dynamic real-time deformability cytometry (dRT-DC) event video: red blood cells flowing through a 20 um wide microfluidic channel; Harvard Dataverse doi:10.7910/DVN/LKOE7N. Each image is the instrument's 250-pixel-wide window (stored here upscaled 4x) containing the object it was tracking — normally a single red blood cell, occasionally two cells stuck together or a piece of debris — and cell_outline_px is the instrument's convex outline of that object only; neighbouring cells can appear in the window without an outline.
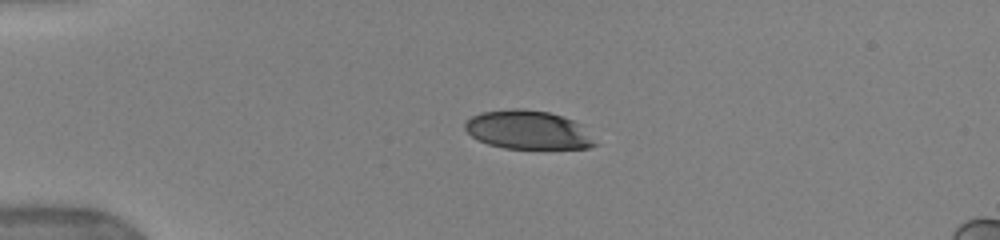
{"species": "human", "species_latin": "Homo sapiens", "temperature_condition": "warm", "stored_images_in_passage": 40, "camera_frame_rate_fps": 3000, "um_per_image_px": 0.085, "donor": {"sex": "female"}, "frame": {"image": 1, "passage_image": 1, "time_ms": 0.0, "image_size_px": [1000, 240], "cell_outline_px": [[596, 144], [588, 148], [504, 148], [488, 144], [472, 136], [464, 128], [464, 124], [472, 116], [480, 112], [512, 108], [524, 108], [548, 112], [572, 120], [580, 124]], "centroid_in_image_um": [44.83, 11.03], "position_along_channel_um": 40.2, "area_um2": 28.9}}
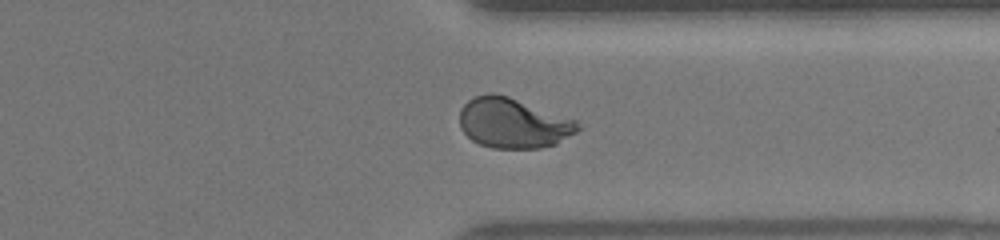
{"frame": {"image": 2, "passage_image": 29, "time_ms": 9.333, "image_size_px": [1000, 240], "cell_outline_px": [[584, 128], [556, 144], [540, 148], [492, 148], [480, 144], [472, 140], [460, 128], [460, 108], [468, 100], [476, 96], [488, 92], [492, 92], [508, 96], [576, 120]], "centroid_in_image_um": [43.63, 10.46], "position_along_channel_um": 367.8, "area_um2": 34.62}}
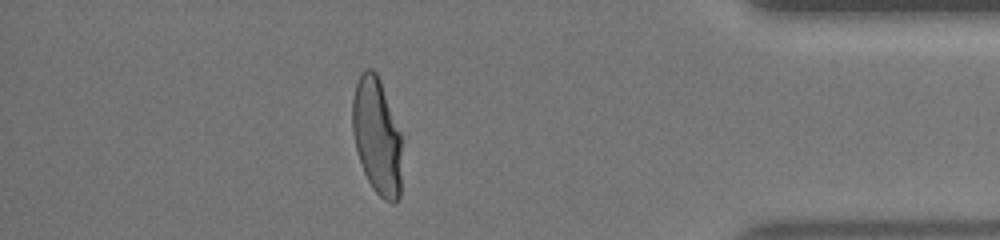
{"frame": {"image": 3, "passage_image": 34, "time_ms": 11.0, "image_size_px": [1000, 240], "cell_outline_px": [[400, 196], [396, 204], [392, 204], [384, 200], [372, 188], [364, 172], [356, 148], [352, 132], [352, 100], [356, 84], [364, 68], [372, 68], [376, 72], [380, 80], [400, 132]], "centroid_in_image_um": [32.02, 11.59], "position_along_channel_um": 403.2, "area_um2": 33.35}, "authors_computed_cell_mechanics": {"area_um2": 34.1887, "velocity_mm_per_s": 3.952, "shape_relaxation_time_tau1_ms": 4.8245, "shape_relaxation_time_tau2_ms": null, "deformation_change_tau1": 0.2114, "deformation_change_tau2": null}}